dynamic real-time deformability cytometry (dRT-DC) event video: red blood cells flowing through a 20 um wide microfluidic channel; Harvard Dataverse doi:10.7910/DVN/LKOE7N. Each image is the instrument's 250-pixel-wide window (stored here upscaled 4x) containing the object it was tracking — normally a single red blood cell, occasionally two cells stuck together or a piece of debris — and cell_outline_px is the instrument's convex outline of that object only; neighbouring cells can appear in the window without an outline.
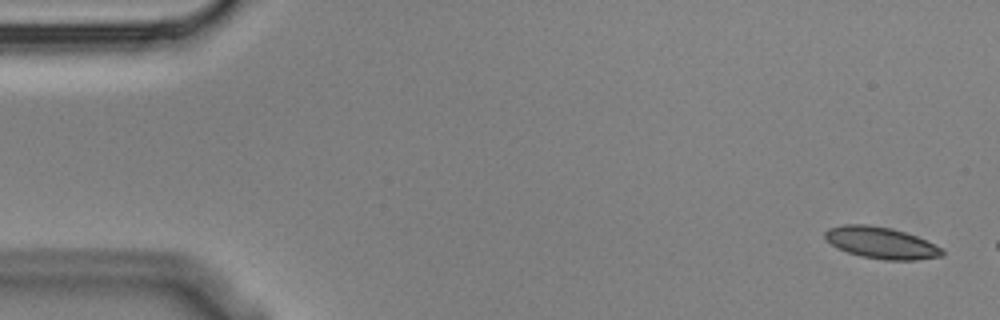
{"species": "Egyptian fruit bat (a non-hibernating species)", "species_latin": "Rousettus aegyptiacus", "temperature_condition": "cold", "stored_images_in_passage": 3, "camera_frame_rate_fps": 3000, "um_per_image_px": 0.085, "animal": {"sex": "male"}, "frame": {"image": 1, "passage_image": 1, "time_ms": 0.0, "image_size_px": [1000, 320], "cell_outline_px": [[944, 256], [916, 260], [884, 260], [860, 256], [836, 248], [824, 236], [824, 232], [828, 228], [844, 224], [868, 224], [892, 228], [916, 236], [944, 248]], "centroid_in_image_um": [74.91, 20.64], "position_along_channel_um": 10.1, "area_um2": 21.73}}